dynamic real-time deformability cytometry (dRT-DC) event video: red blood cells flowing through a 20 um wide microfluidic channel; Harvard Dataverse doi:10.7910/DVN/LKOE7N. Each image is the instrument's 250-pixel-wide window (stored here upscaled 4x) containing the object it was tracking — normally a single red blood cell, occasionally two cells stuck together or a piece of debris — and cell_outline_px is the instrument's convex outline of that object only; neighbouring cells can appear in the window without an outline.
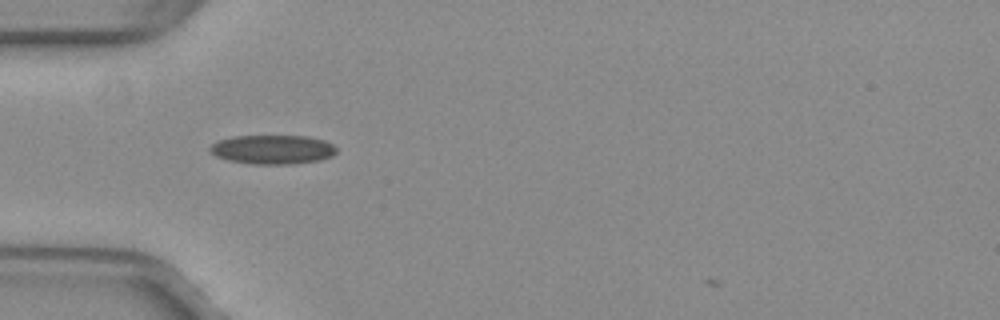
{"species": "common noctule bat (a hibernating species)", "species_latin": "Nyctalus noctula", "temperature_condition": "warm", "stored_images_in_passage": 30, "camera_frame_rate_fps": 3000, "um_per_image_px": 0.085, "animal": {"sex": "female", "body_mass_g": 29.2, "forearm_length_mm": 56.3}, "frame": {"image": 1, "passage_image": 2, "time_ms": 0.333, "image_size_px": [1000, 320], "cell_outline_px": [[336, 152], [332, 156], [320, 160], [292, 164], [252, 164], [228, 160], [216, 156], [208, 148], [212, 144], [220, 140], [232, 136], [308, 136], [324, 140], [332, 144], [336, 148]], "centroid_in_image_um": [23.18, 12.71], "position_along_channel_um": 61.8, "area_um2": 21.44}}
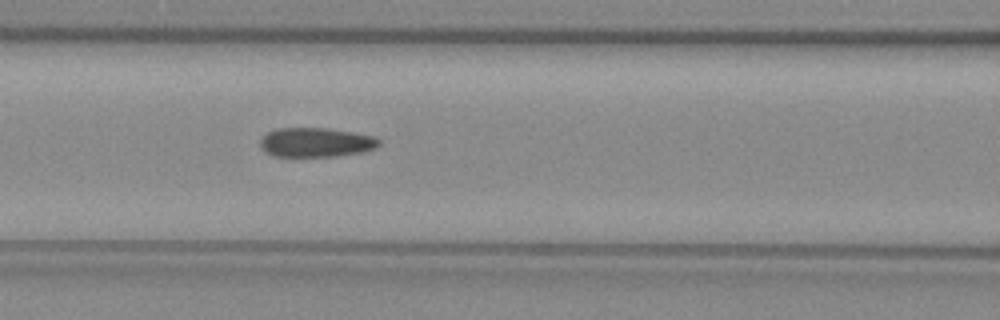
{"frame": {"image": 2, "passage_image": 8, "time_ms": 2.333, "image_size_px": [1000, 320], "cell_outline_px": [[380, 144], [372, 148], [360, 152], [336, 156], [272, 156], [264, 152], [260, 148], [260, 140], [268, 132], [276, 128], [324, 128], [352, 132], [372, 136], [380, 140]], "centroid_in_image_um": [26.78, 12.1], "position_along_channel_um": 139.8, "area_um2": 20.11}}
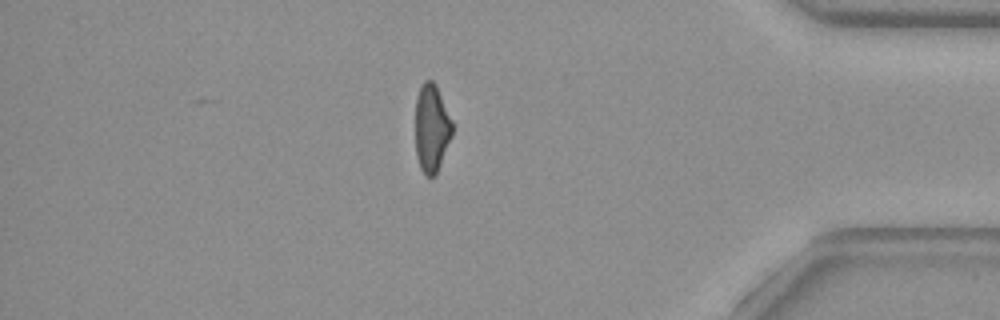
{"frame": {"image": 3, "passage_image": 30, "time_ms": 9.667, "image_size_px": [1000, 320], "cell_outline_px": [[452, 136], [436, 176], [424, 176], [420, 168], [416, 156], [416, 96], [420, 84], [424, 80], [432, 80], [436, 84], [452, 120]], "centroid_in_image_um": [36.68, 10.9], "position_along_channel_um": 398.5, "area_um2": 19.19}, "authors_computed_cell_mechanics": {"area_um2": 20.8658, "velocity_mm_per_s": 4.0055, "shape_relaxation_time_tau1_ms": null, "shape_relaxation_time_tau2_ms": 2.0606, "deformation_change_tau1": null, "deformation_change_tau2": 0.0706}}